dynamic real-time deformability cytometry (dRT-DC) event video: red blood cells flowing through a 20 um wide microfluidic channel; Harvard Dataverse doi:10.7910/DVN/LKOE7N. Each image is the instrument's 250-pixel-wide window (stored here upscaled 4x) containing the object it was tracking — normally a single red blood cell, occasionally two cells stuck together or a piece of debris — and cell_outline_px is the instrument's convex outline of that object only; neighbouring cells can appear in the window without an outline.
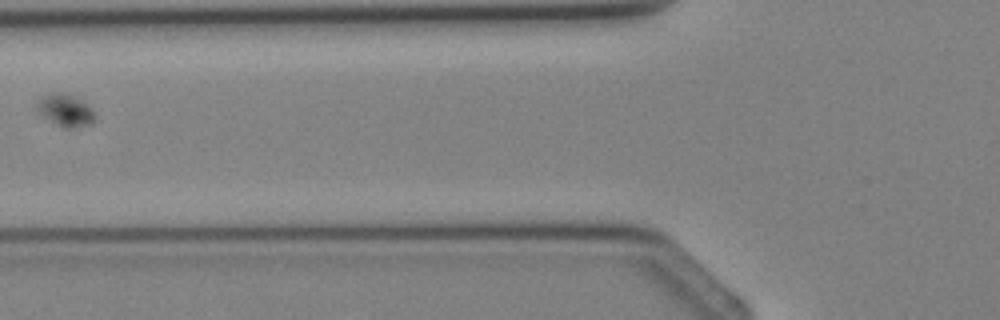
{"species": "Egyptian fruit bat (a non-hibernating species)", "species_latin": "Rousettus aegyptiacus", "temperature_condition": "cold", "stored_images_in_passage": 5, "segment_of_instrument_passage": [2, 2], "camera_frame_rate_fps": 3000, "um_per_image_px": 0.085, "animal": {"sex": "female"}, "frame": {"image": 1, "passage_image": 5, "time_ms": 5.667, "image_size_px": [1000, 320], "cell_outline_px": [[92, 124], [76, 128], [64, 128], [56, 124], [44, 116], [36, 108], [36, 104], [48, 92], [56, 92], [72, 96], [88, 104], [92, 112]], "centroid_in_image_um": [5.54, 9.38], "position_along_channel_um": 120.3, "area_um2": 10.46}}